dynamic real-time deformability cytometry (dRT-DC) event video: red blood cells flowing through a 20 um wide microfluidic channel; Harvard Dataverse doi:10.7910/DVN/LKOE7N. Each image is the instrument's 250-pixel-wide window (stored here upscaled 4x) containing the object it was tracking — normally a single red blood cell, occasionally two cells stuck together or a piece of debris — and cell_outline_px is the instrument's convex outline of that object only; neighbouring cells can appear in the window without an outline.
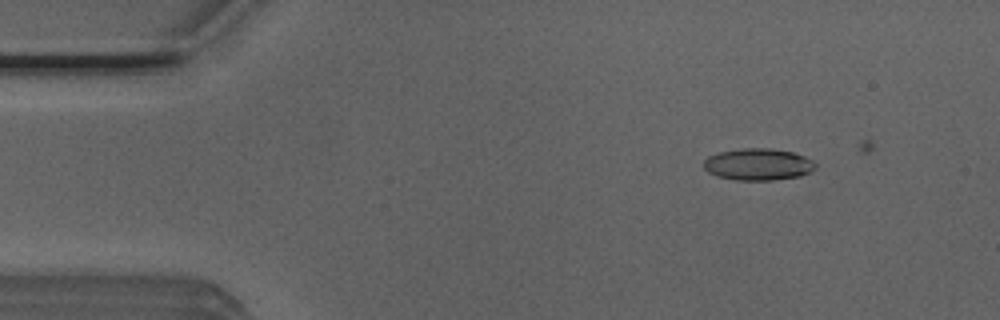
{"species": "Egyptian fruit bat (a non-hibernating species)", "species_latin": "Rousettus aegyptiacus", "temperature_condition": "room temperature", "stored_images_in_passage": 51, "camera_frame_rate_fps": 3000, "um_per_image_px": 0.085, "animal": {"sex": "male"}, "frame": {"image": 1, "passage_image": 6, "time_ms": 1.667, "image_size_px": [1000, 320], "cell_outline_px": [[816, 168], [800, 176], [772, 180], [736, 180], [716, 176], [708, 172], [704, 168], [704, 160], [708, 156], [720, 152], [744, 148], [772, 148], [792, 152], [804, 156], [812, 160], [816, 164]], "centroid_in_image_um": [64.43, 13.97], "position_along_channel_um": 20.6, "area_um2": 20.69}}
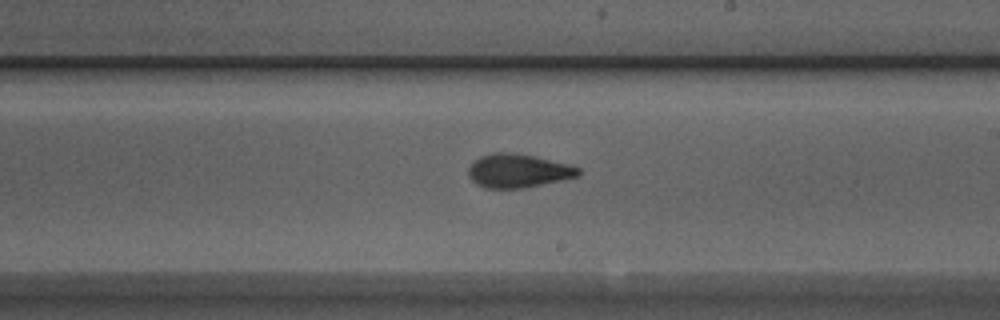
{"frame": {"image": 2, "passage_image": 29, "time_ms": 9.333, "image_size_px": [1000, 320], "cell_outline_px": [[580, 176], [524, 188], [484, 188], [476, 184], [468, 176], [468, 168], [480, 156], [492, 152], [512, 152], [536, 156], [572, 164], [580, 168]], "centroid_in_image_um": [44.07, 14.51], "position_along_channel_um": 244.9, "area_um2": 21.85}}
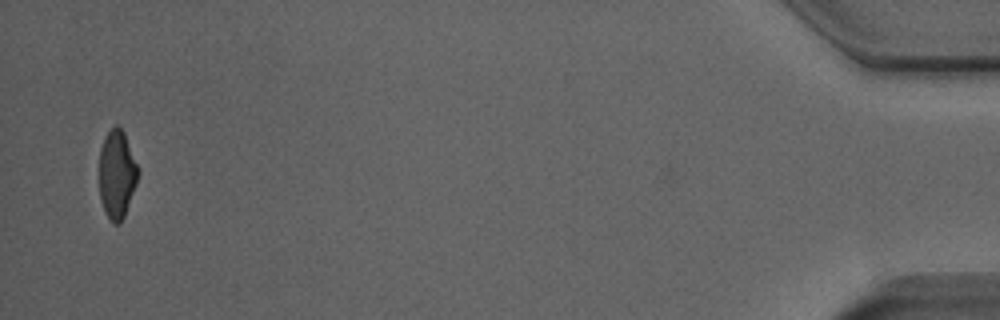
{"frame": {"image": 3, "passage_image": 50, "time_ms": 16.333, "image_size_px": [1000, 320], "cell_outline_px": [[140, 172], [136, 184], [124, 216], [120, 224], [112, 224], [104, 212], [100, 200], [100, 148], [104, 136], [116, 124], [124, 132]], "centroid_in_image_um": [9.93, 14.84], "position_along_channel_um": 425.3, "area_um2": 20.0}}